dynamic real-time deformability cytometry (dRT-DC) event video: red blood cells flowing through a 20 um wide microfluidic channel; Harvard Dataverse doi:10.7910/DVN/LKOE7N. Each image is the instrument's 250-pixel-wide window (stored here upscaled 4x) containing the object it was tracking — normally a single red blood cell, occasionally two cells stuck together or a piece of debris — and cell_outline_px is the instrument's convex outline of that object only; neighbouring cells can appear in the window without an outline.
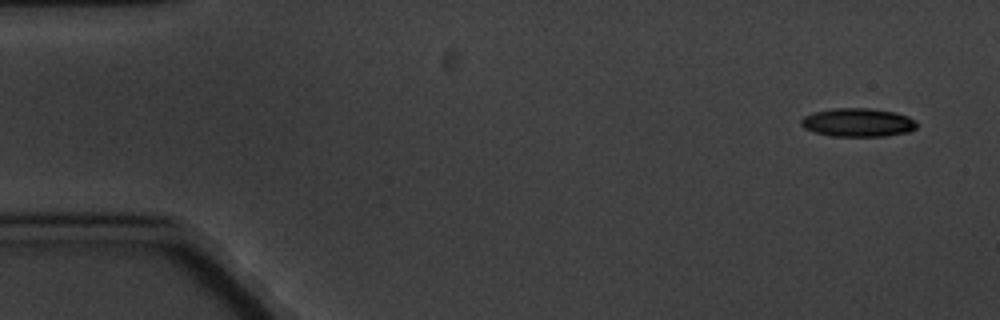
{"species": "common noctule bat (a hibernating species)", "species_latin": "Nyctalus noctula", "temperature_condition": "cold", "stored_images_in_passage": 4, "camera_frame_rate_fps": 3000, "um_per_image_px": 0.085, "animal": {"sex": "male", "body_mass_g": 20.1, "forearm_length_mm": 53.5}, "frame": {"image": 1, "passage_image": 1, "time_ms": 0.0, "image_size_px": [1000, 320], "cell_outline_px": [[920, 124], [916, 128], [908, 132], [884, 136], [832, 136], [816, 132], [804, 128], [800, 124], [800, 120], [804, 116], [812, 112], [836, 108], [868, 108], [896, 112], [908, 116], [916, 120]], "centroid_in_image_um": [72.95, 10.4], "position_along_channel_um": 12.1, "area_um2": 19.36}}